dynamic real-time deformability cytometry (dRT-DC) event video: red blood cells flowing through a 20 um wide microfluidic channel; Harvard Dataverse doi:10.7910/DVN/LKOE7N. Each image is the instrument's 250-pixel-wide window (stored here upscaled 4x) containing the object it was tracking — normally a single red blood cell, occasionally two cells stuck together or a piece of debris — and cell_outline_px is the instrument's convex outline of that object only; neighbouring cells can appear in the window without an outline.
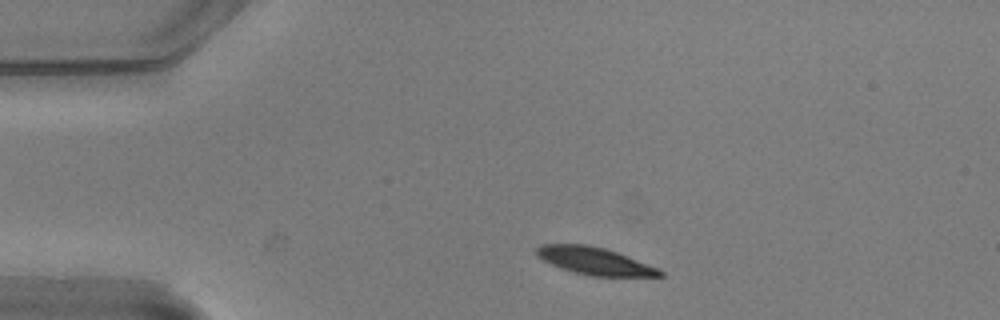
{"species": "common noctule bat (a hibernating species)", "species_latin": "Nyctalus noctula", "temperature_condition": "warm", "stored_images_in_passage": 35, "camera_frame_rate_fps": 3000, "um_per_image_px": 0.085, "animal": {"sex": "male", "body_mass_g": 20.5, "forearm_length_mm": 52.5}, "frame": {"image": 1, "passage_image": 5, "time_ms": 1.333, "image_size_px": [1000, 320], "cell_outline_px": [[664, 276], [588, 276], [552, 264], [544, 260], [536, 252], [536, 248], [540, 244], [584, 244], [604, 248], [616, 252], [660, 268], [664, 272]], "centroid_in_image_um": [50.6, 22.18], "position_along_channel_um": 34.4, "area_um2": 19.36}}
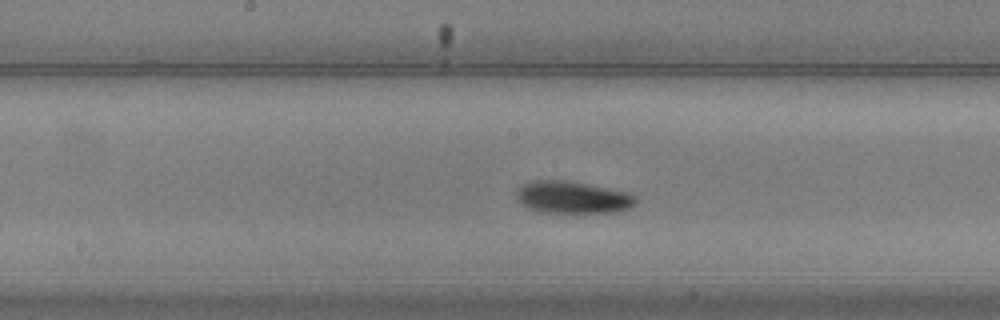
{"frame": {"image": 2, "passage_image": 22, "time_ms": 7.0, "image_size_px": [1000, 320], "cell_outline_px": [[636, 204], [628, 208], [616, 212], [536, 212], [520, 204], [516, 196], [516, 192], [524, 184], [532, 180], [568, 180], [628, 192], [636, 196]], "centroid_in_image_um": [48.65, 16.77], "position_along_channel_um": 199.5, "area_um2": 22.43}}
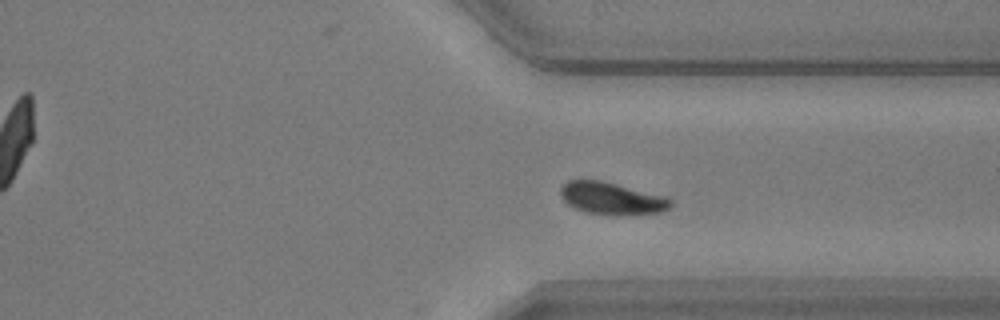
{"frame": {"image": 3, "passage_image": 35, "time_ms": 11.333, "image_size_px": [1000, 320], "cell_outline_px": [[672, 204], [668, 208], [660, 212], [588, 212], [576, 208], [568, 204], [564, 200], [560, 192], [560, 188], [568, 180], [600, 180], [668, 196], [672, 200]], "centroid_in_image_um": [51.99, 16.79], "position_along_channel_um": 359.4, "area_um2": 19.65}}